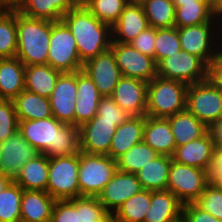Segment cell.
<instances>
[{
  "instance_id": "cell-30",
  "label": "cell",
  "mask_w": 222,
  "mask_h": 222,
  "mask_svg": "<svg viewBox=\"0 0 222 222\" xmlns=\"http://www.w3.org/2000/svg\"><path fill=\"white\" fill-rule=\"evenodd\" d=\"M18 121L52 117L49 98L24 89L13 100Z\"/></svg>"
},
{
  "instance_id": "cell-51",
  "label": "cell",
  "mask_w": 222,
  "mask_h": 222,
  "mask_svg": "<svg viewBox=\"0 0 222 222\" xmlns=\"http://www.w3.org/2000/svg\"><path fill=\"white\" fill-rule=\"evenodd\" d=\"M209 132L212 135V138H213V141H214L215 145L222 142V119L213 123L209 127Z\"/></svg>"
},
{
  "instance_id": "cell-46",
  "label": "cell",
  "mask_w": 222,
  "mask_h": 222,
  "mask_svg": "<svg viewBox=\"0 0 222 222\" xmlns=\"http://www.w3.org/2000/svg\"><path fill=\"white\" fill-rule=\"evenodd\" d=\"M156 29L149 26L129 44L142 54L154 58Z\"/></svg>"
},
{
  "instance_id": "cell-11",
  "label": "cell",
  "mask_w": 222,
  "mask_h": 222,
  "mask_svg": "<svg viewBox=\"0 0 222 222\" xmlns=\"http://www.w3.org/2000/svg\"><path fill=\"white\" fill-rule=\"evenodd\" d=\"M82 71L91 78L102 97L112 96L115 86L123 77L111 48L87 60Z\"/></svg>"
},
{
  "instance_id": "cell-5",
  "label": "cell",
  "mask_w": 222,
  "mask_h": 222,
  "mask_svg": "<svg viewBox=\"0 0 222 222\" xmlns=\"http://www.w3.org/2000/svg\"><path fill=\"white\" fill-rule=\"evenodd\" d=\"M78 170L79 154L49 158L46 192L55 200L80 197Z\"/></svg>"
},
{
  "instance_id": "cell-47",
  "label": "cell",
  "mask_w": 222,
  "mask_h": 222,
  "mask_svg": "<svg viewBox=\"0 0 222 222\" xmlns=\"http://www.w3.org/2000/svg\"><path fill=\"white\" fill-rule=\"evenodd\" d=\"M52 222H76V207L69 200H56L54 203Z\"/></svg>"
},
{
  "instance_id": "cell-21",
  "label": "cell",
  "mask_w": 222,
  "mask_h": 222,
  "mask_svg": "<svg viewBox=\"0 0 222 222\" xmlns=\"http://www.w3.org/2000/svg\"><path fill=\"white\" fill-rule=\"evenodd\" d=\"M215 150L209 130L200 138L176 147L173 160L184 165L206 170Z\"/></svg>"
},
{
  "instance_id": "cell-37",
  "label": "cell",
  "mask_w": 222,
  "mask_h": 222,
  "mask_svg": "<svg viewBox=\"0 0 222 222\" xmlns=\"http://www.w3.org/2000/svg\"><path fill=\"white\" fill-rule=\"evenodd\" d=\"M17 54L16 9L0 11V59Z\"/></svg>"
},
{
  "instance_id": "cell-39",
  "label": "cell",
  "mask_w": 222,
  "mask_h": 222,
  "mask_svg": "<svg viewBox=\"0 0 222 222\" xmlns=\"http://www.w3.org/2000/svg\"><path fill=\"white\" fill-rule=\"evenodd\" d=\"M69 200L76 207V222H107L111 216L98 197L81 196Z\"/></svg>"
},
{
  "instance_id": "cell-50",
  "label": "cell",
  "mask_w": 222,
  "mask_h": 222,
  "mask_svg": "<svg viewBox=\"0 0 222 222\" xmlns=\"http://www.w3.org/2000/svg\"><path fill=\"white\" fill-rule=\"evenodd\" d=\"M206 182L208 185L222 184V160H211L206 169Z\"/></svg>"
},
{
  "instance_id": "cell-33",
  "label": "cell",
  "mask_w": 222,
  "mask_h": 222,
  "mask_svg": "<svg viewBox=\"0 0 222 222\" xmlns=\"http://www.w3.org/2000/svg\"><path fill=\"white\" fill-rule=\"evenodd\" d=\"M215 4L212 1H195L175 7L174 27L196 26L215 18Z\"/></svg>"
},
{
  "instance_id": "cell-17",
  "label": "cell",
  "mask_w": 222,
  "mask_h": 222,
  "mask_svg": "<svg viewBox=\"0 0 222 222\" xmlns=\"http://www.w3.org/2000/svg\"><path fill=\"white\" fill-rule=\"evenodd\" d=\"M212 22L203 23L196 26H185L178 28V35L182 50L202 59L208 66L218 55V49L211 50L212 39L211 29ZM215 51V52H213Z\"/></svg>"
},
{
  "instance_id": "cell-56",
  "label": "cell",
  "mask_w": 222,
  "mask_h": 222,
  "mask_svg": "<svg viewBox=\"0 0 222 222\" xmlns=\"http://www.w3.org/2000/svg\"><path fill=\"white\" fill-rule=\"evenodd\" d=\"M222 0H218L216 3H215V15H217L216 17L221 16L222 18Z\"/></svg>"
},
{
  "instance_id": "cell-27",
  "label": "cell",
  "mask_w": 222,
  "mask_h": 222,
  "mask_svg": "<svg viewBox=\"0 0 222 222\" xmlns=\"http://www.w3.org/2000/svg\"><path fill=\"white\" fill-rule=\"evenodd\" d=\"M25 65L17 57L0 59V99L13 100L25 89Z\"/></svg>"
},
{
  "instance_id": "cell-41",
  "label": "cell",
  "mask_w": 222,
  "mask_h": 222,
  "mask_svg": "<svg viewBox=\"0 0 222 222\" xmlns=\"http://www.w3.org/2000/svg\"><path fill=\"white\" fill-rule=\"evenodd\" d=\"M182 50L178 28L156 29L154 60L158 64L162 59Z\"/></svg>"
},
{
  "instance_id": "cell-34",
  "label": "cell",
  "mask_w": 222,
  "mask_h": 222,
  "mask_svg": "<svg viewBox=\"0 0 222 222\" xmlns=\"http://www.w3.org/2000/svg\"><path fill=\"white\" fill-rule=\"evenodd\" d=\"M144 9L149 26L155 29L172 28L175 5L172 0H138Z\"/></svg>"
},
{
  "instance_id": "cell-10",
  "label": "cell",
  "mask_w": 222,
  "mask_h": 222,
  "mask_svg": "<svg viewBox=\"0 0 222 222\" xmlns=\"http://www.w3.org/2000/svg\"><path fill=\"white\" fill-rule=\"evenodd\" d=\"M111 49L122 76L136 78L147 83L157 76V64L154 58L142 54L130 44L112 42Z\"/></svg>"
},
{
  "instance_id": "cell-57",
  "label": "cell",
  "mask_w": 222,
  "mask_h": 222,
  "mask_svg": "<svg viewBox=\"0 0 222 222\" xmlns=\"http://www.w3.org/2000/svg\"><path fill=\"white\" fill-rule=\"evenodd\" d=\"M107 222H122V221H118L115 218H113L112 216H110Z\"/></svg>"
},
{
  "instance_id": "cell-32",
  "label": "cell",
  "mask_w": 222,
  "mask_h": 222,
  "mask_svg": "<svg viewBox=\"0 0 222 222\" xmlns=\"http://www.w3.org/2000/svg\"><path fill=\"white\" fill-rule=\"evenodd\" d=\"M176 147L202 137L209 128L187 110L167 117Z\"/></svg>"
},
{
  "instance_id": "cell-52",
  "label": "cell",
  "mask_w": 222,
  "mask_h": 222,
  "mask_svg": "<svg viewBox=\"0 0 222 222\" xmlns=\"http://www.w3.org/2000/svg\"><path fill=\"white\" fill-rule=\"evenodd\" d=\"M23 0H0V6L6 10L17 9Z\"/></svg>"
},
{
  "instance_id": "cell-44",
  "label": "cell",
  "mask_w": 222,
  "mask_h": 222,
  "mask_svg": "<svg viewBox=\"0 0 222 222\" xmlns=\"http://www.w3.org/2000/svg\"><path fill=\"white\" fill-rule=\"evenodd\" d=\"M19 121L12 100L0 99V142L18 131Z\"/></svg>"
},
{
  "instance_id": "cell-15",
  "label": "cell",
  "mask_w": 222,
  "mask_h": 222,
  "mask_svg": "<svg viewBox=\"0 0 222 222\" xmlns=\"http://www.w3.org/2000/svg\"><path fill=\"white\" fill-rule=\"evenodd\" d=\"M52 115L64 124L75 126L77 102V72L62 73L49 97Z\"/></svg>"
},
{
  "instance_id": "cell-35",
  "label": "cell",
  "mask_w": 222,
  "mask_h": 222,
  "mask_svg": "<svg viewBox=\"0 0 222 222\" xmlns=\"http://www.w3.org/2000/svg\"><path fill=\"white\" fill-rule=\"evenodd\" d=\"M150 204L151 191L143 189L124 202L111 216L122 222H144Z\"/></svg>"
},
{
  "instance_id": "cell-54",
  "label": "cell",
  "mask_w": 222,
  "mask_h": 222,
  "mask_svg": "<svg viewBox=\"0 0 222 222\" xmlns=\"http://www.w3.org/2000/svg\"><path fill=\"white\" fill-rule=\"evenodd\" d=\"M12 180L9 177H6L5 175L0 173V193L6 188V186L11 182Z\"/></svg>"
},
{
  "instance_id": "cell-48",
  "label": "cell",
  "mask_w": 222,
  "mask_h": 222,
  "mask_svg": "<svg viewBox=\"0 0 222 222\" xmlns=\"http://www.w3.org/2000/svg\"><path fill=\"white\" fill-rule=\"evenodd\" d=\"M182 218L185 222H221L219 219L200 208L196 203L183 205Z\"/></svg>"
},
{
  "instance_id": "cell-6",
  "label": "cell",
  "mask_w": 222,
  "mask_h": 222,
  "mask_svg": "<svg viewBox=\"0 0 222 222\" xmlns=\"http://www.w3.org/2000/svg\"><path fill=\"white\" fill-rule=\"evenodd\" d=\"M47 64L62 73L82 70L76 40L70 29L61 20L51 21V37Z\"/></svg>"
},
{
  "instance_id": "cell-43",
  "label": "cell",
  "mask_w": 222,
  "mask_h": 222,
  "mask_svg": "<svg viewBox=\"0 0 222 222\" xmlns=\"http://www.w3.org/2000/svg\"><path fill=\"white\" fill-rule=\"evenodd\" d=\"M195 203L222 222V191L219 186L207 184Z\"/></svg>"
},
{
  "instance_id": "cell-18",
  "label": "cell",
  "mask_w": 222,
  "mask_h": 222,
  "mask_svg": "<svg viewBox=\"0 0 222 222\" xmlns=\"http://www.w3.org/2000/svg\"><path fill=\"white\" fill-rule=\"evenodd\" d=\"M147 85L145 81L123 76L111 97L129 116L146 115Z\"/></svg>"
},
{
  "instance_id": "cell-14",
  "label": "cell",
  "mask_w": 222,
  "mask_h": 222,
  "mask_svg": "<svg viewBox=\"0 0 222 222\" xmlns=\"http://www.w3.org/2000/svg\"><path fill=\"white\" fill-rule=\"evenodd\" d=\"M65 124L54 116L45 119L19 121V132L40 154L54 157L56 133Z\"/></svg>"
},
{
  "instance_id": "cell-49",
  "label": "cell",
  "mask_w": 222,
  "mask_h": 222,
  "mask_svg": "<svg viewBox=\"0 0 222 222\" xmlns=\"http://www.w3.org/2000/svg\"><path fill=\"white\" fill-rule=\"evenodd\" d=\"M208 79L222 90V51L212 60L209 65Z\"/></svg>"
},
{
  "instance_id": "cell-53",
  "label": "cell",
  "mask_w": 222,
  "mask_h": 222,
  "mask_svg": "<svg viewBox=\"0 0 222 222\" xmlns=\"http://www.w3.org/2000/svg\"><path fill=\"white\" fill-rule=\"evenodd\" d=\"M211 160H222V142L215 145L214 154Z\"/></svg>"
},
{
  "instance_id": "cell-38",
  "label": "cell",
  "mask_w": 222,
  "mask_h": 222,
  "mask_svg": "<svg viewBox=\"0 0 222 222\" xmlns=\"http://www.w3.org/2000/svg\"><path fill=\"white\" fill-rule=\"evenodd\" d=\"M23 189L11 181L0 193V222H20Z\"/></svg>"
},
{
  "instance_id": "cell-4",
  "label": "cell",
  "mask_w": 222,
  "mask_h": 222,
  "mask_svg": "<svg viewBox=\"0 0 222 222\" xmlns=\"http://www.w3.org/2000/svg\"><path fill=\"white\" fill-rule=\"evenodd\" d=\"M117 171V162L108 155L79 153L80 197H97Z\"/></svg>"
},
{
  "instance_id": "cell-8",
  "label": "cell",
  "mask_w": 222,
  "mask_h": 222,
  "mask_svg": "<svg viewBox=\"0 0 222 222\" xmlns=\"http://www.w3.org/2000/svg\"><path fill=\"white\" fill-rule=\"evenodd\" d=\"M209 66L193 54L181 50L157 64V76L179 81L186 85L208 79Z\"/></svg>"
},
{
  "instance_id": "cell-25",
  "label": "cell",
  "mask_w": 222,
  "mask_h": 222,
  "mask_svg": "<svg viewBox=\"0 0 222 222\" xmlns=\"http://www.w3.org/2000/svg\"><path fill=\"white\" fill-rule=\"evenodd\" d=\"M55 201L45 191L23 190L20 222L51 220Z\"/></svg>"
},
{
  "instance_id": "cell-23",
  "label": "cell",
  "mask_w": 222,
  "mask_h": 222,
  "mask_svg": "<svg viewBox=\"0 0 222 222\" xmlns=\"http://www.w3.org/2000/svg\"><path fill=\"white\" fill-rule=\"evenodd\" d=\"M145 118L146 115L130 116L117 127L109 148L111 158L117 160L134 145L143 141Z\"/></svg>"
},
{
  "instance_id": "cell-9",
  "label": "cell",
  "mask_w": 222,
  "mask_h": 222,
  "mask_svg": "<svg viewBox=\"0 0 222 222\" xmlns=\"http://www.w3.org/2000/svg\"><path fill=\"white\" fill-rule=\"evenodd\" d=\"M206 185V170L180 164L172 159L166 190L172 192L183 205L195 203Z\"/></svg>"
},
{
  "instance_id": "cell-42",
  "label": "cell",
  "mask_w": 222,
  "mask_h": 222,
  "mask_svg": "<svg viewBox=\"0 0 222 222\" xmlns=\"http://www.w3.org/2000/svg\"><path fill=\"white\" fill-rule=\"evenodd\" d=\"M80 152L79 127L72 124H65L56 133L54 157L79 154Z\"/></svg>"
},
{
  "instance_id": "cell-59",
  "label": "cell",
  "mask_w": 222,
  "mask_h": 222,
  "mask_svg": "<svg viewBox=\"0 0 222 222\" xmlns=\"http://www.w3.org/2000/svg\"><path fill=\"white\" fill-rule=\"evenodd\" d=\"M214 4L218 1V0H211Z\"/></svg>"
},
{
  "instance_id": "cell-24",
  "label": "cell",
  "mask_w": 222,
  "mask_h": 222,
  "mask_svg": "<svg viewBox=\"0 0 222 222\" xmlns=\"http://www.w3.org/2000/svg\"><path fill=\"white\" fill-rule=\"evenodd\" d=\"M79 4L78 0H23L16 10L31 18L56 22Z\"/></svg>"
},
{
  "instance_id": "cell-1",
  "label": "cell",
  "mask_w": 222,
  "mask_h": 222,
  "mask_svg": "<svg viewBox=\"0 0 222 222\" xmlns=\"http://www.w3.org/2000/svg\"><path fill=\"white\" fill-rule=\"evenodd\" d=\"M62 21L76 40L83 64L111 48L112 26L98 20L82 3L65 13Z\"/></svg>"
},
{
  "instance_id": "cell-16",
  "label": "cell",
  "mask_w": 222,
  "mask_h": 222,
  "mask_svg": "<svg viewBox=\"0 0 222 222\" xmlns=\"http://www.w3.org/2000/svg\"><path fill=\"white\" fill-rule=\"evenodd\" d=\"M141 190L143 189L135 174L117 170L97 197L106 211L113 215L124 202Z\"/></svg>"
},
{
  "instance_id": "cell-58",
  "label": "cell",
  "mask_w": 222,
  "mask_h": 222,
  "mask_svg": "<svg viewBox=\"0 0 222 222\" xmlns=\"http://www.w3.org/2000/svg\"><path fill=\"white\" fill-rule=\"evenodd\" d=\"M174 222H185V220L182 218V216L180 218H178L177 220H175Z\"/></svg>"
},
{
  "instance_id": "cell-36",
  "label": "cell",
  "mask_w": 222,
  "mask_h": 222,
  "mask_svg": "<svg viewBox=\"0 0 222 222\" xmlns=\"http://www.w3.org/2000/svg\"><path fill=\"white\" fill-rule=\"evenodd\" d=\"M159 155L143 141L139 142L116 160L117 170L135 174Z\"/></svg>"
},
{
  "instance_id": "cell-12",
  "label": "cell",
  "mask_w": 222,
  "mask_h": 222,
  "mask_svg": "<svg viewBox=\"0 0 222 222\" xmlns=\"http://www.w3.org/2000/svg\"><path fill=\"white\" fill-rule=\"evenodd\" d=\"M39 154L18 130L0 142V173L14 181L22 166Z\"/></svg>"
},
{
  "instance_id": "cell-55",
  "label": "cell",
  "mask_w": 222,
  "mask_h": 222,
  "mask_svg": "<svg viewBox=\"0 0 222 222\" xmlns=\"http://www.w3.org/2000/svg\"><path fill=\"white\" fill-rule=\"evenodd\" d=\"M175 7L182 6L184 4L195 3V1H211V0H172Z\"/></svg>"
},
{
  "instance_id": "cell-45",
  "label": "cell",
  "mask_w": 222,
  "mask_h": 222,
  "mask_svg": "<svg viewBox=\"0 0 222 222\" xmlns=\"http://www.w3.org/2000/svg\"><path fill=\"white\" fill-rule=\"evenodd\" d=\"M96 116L108 121H126L130 117L111 96L101 97Z\"/></svg>"
},
{
  "instance_id": "cell-26",
  "label": "cell",
  "mask_w": 222,
  "mask_h": 222,
  "mask_svg": "<svg viewBox=\"0 0 222 222\" xmlns=\"http://www.w3.org/2000/svg\"><path fill=\"white\" fill-rule=\"evenodd\" d=\"M183 204L170 191H151V204L144 222H174L182 216Z\"/></svg>"
},
{
  "instance_id": "cell-22",
  "label": "cell",
  "mask_w": 222,
  "mask_h": 222,
  "mask_svg": "<svg viewBox=\"0 0 222 222\" xmlns=\"http://www.w3.org/2000/svg\"><path fill=\"white\" fill-rule=\"evenodd\" d=\"M143 142L158 154L172 157L176 150V142L168 119L146 115Z\"/></svg>"
},
{
  "instance_id": "cell-40",
  "label": "cell",
  "mask_w": 222,
  "mask_h": 222,
  "mask_svg": "<svg viewBox=\"0 0 222 222\" xmlns=\"http://www.w3.org/2000/svg\"><path fill=\"white\" fill-rule=\"evenodd\" d=\"M130 0H84L82 4L100 21L113 25Z\"/></svg>"
},
{
  "instance_id": "cell-31",
  "label": "cell",
  "mask_w": 222,
  "mask_h": 222,
  "mask_svg": "<svg viewBox=\"0 0 222 222\" xmlns=\"http://www.w3.org/2000/svg\"><path fill=\"white\" fill-rule=\"evenodd\" d=\"M61 74L48 64L25 66V89L49 98Z\"/></svg>"
},
{
  "instance_id": "cell-28",
  "label": "cell",
  "mask_w": 222,
  "mask_h": 222,
  "mask_svg": "<svg viewBox=\"0 0 222 222\" xmlns=\"http://www.w3.org/2000/svg\"><path fill=\"white\" fill-rule=\"evenodd\" d=\"M49 172V157L44 154L37 155L22 166L14 182L23 190H47Z\"/></svg>"
},
{
  "instance_id": "cell-2",
  "label": "cell",
  "mask_w": 222,
  "mask_h": 222,
  "mask_svg": "<svg viewBox=\"0 0 222 222\" xmlns=\"http://www.w3.org/2000/svg\"><path fill=\"white\" fill-rule=\"evenodd\" d=\"M17 54L25 66L47 64L51 21L31 18L16 10Z\"/></svg>"
},
{
  "instance_id": "cell-19",
  "label": "cell",
  "mask_w": 222,
  "mask_h": 222,
  "mask_svg": "<svg viewBox=\"0 0 222 222\" xmlns=\"http://www.w3.org/2000/svg\"><path fill=\"white\" fill-rule=\"evenodd\" d=\"M148 27V20L142 4L138 0H130L119 19L112 25L113 38H117H112V42L129 44Z\"/></svg>"
},
{
  "instance_id": "cell-7",
  "label": "cell",
  "mask_w": 222,
  "mask_h": 222,
  "mask_svg": "<svg viewBox=\"0 0 222 222\" xmlns=\"http://www.w3.org/2000/svg\"><path fill=\"white\" fill-rule=\"evenodd\" d=\"M186 110L209 128L222 119V90L209 79L188 85Z\"/></svg>"
},
{
  "instance_id": "cell-3",
  "label": "cell",
  "mask_w": 222,
  "mask_h": 222,
  "mask_svg": "<svg viewBox=\"0 0 222 222\" xmlns=\"http://www.w3.org/2000/svg\"><path fill=\"white\" fill-rule=\"evenodd\" d=\"M187 88L185 83L156 76L147 85L146 115L167 118L186 110Z\"/></svg>"
},
{
  "instance_id": "cell-29",
  "label": "cell",
  "mask_w": 222,
  "mask_h": 222,
  "mask_svg": "<svg viewBox=\"0 0 222 222\" xmlns=\"http://www.w3.org/2000/svg\"><path fill=\"white\" fill-rule=\"evenodd\" d=\"M172 157L159 155L135 173L142 189L162 191L167 189Z\"/></svg>"
},
{
  "instance_id": "cell-20",
  "label": "cell",
  "mask_w": 222,
  "mask_h": 222,
  "mask_svg": "<svg viewBox=\"0 0 222 222\" xmlns=\"http://www.w3.org/2000/svg\"><path fill=\"white\" fill-rule=\"evenodd\" d=\"M101 97L91 78L82 70L77 71L76 127H80L97 115Z\"/></svg>"
},
{
  "instance_id": "cell-13",
  "label": "cell",
  "mask_w": 222,
  "mask_h": 222,
  "mask_svg": "<svg viewBox=\"0 0 222 222\" xmlns=\"http://www.w3.org/2000/svg\"><path fill=\"white\" fill-rule=\"evenodd\" d=\"M125 121L101 120L93 117L79 127L81 151L88 154L108 155L113 135Z\"/></svg>"
}]
</instances>
